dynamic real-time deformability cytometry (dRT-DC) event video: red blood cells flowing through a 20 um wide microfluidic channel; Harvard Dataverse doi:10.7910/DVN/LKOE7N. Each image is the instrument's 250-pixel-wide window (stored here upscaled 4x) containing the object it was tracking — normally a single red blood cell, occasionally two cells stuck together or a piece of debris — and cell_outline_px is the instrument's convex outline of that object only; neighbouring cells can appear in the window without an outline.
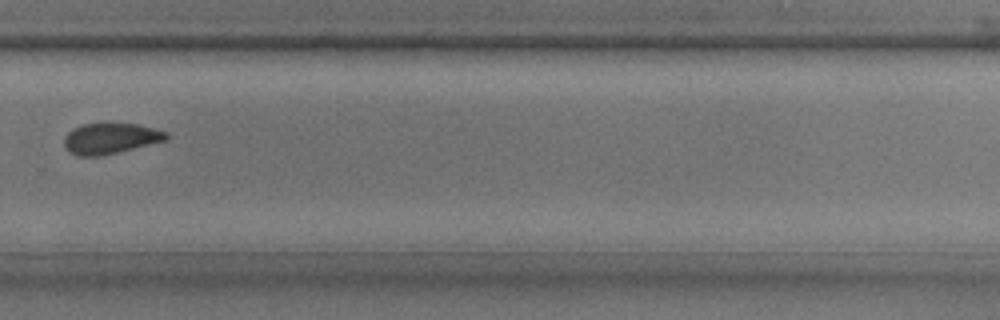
{"species": "common noctule bat (a hibernating species)", "species_latin": "Nyctalus noctula", "temperature_condition": "room temperature", "stored_images_in_passage": 32, "camera_frame_rate_fps": 3000, "um_per_image_px": 0.085, "animal": {"sex": "male", "body_mass_g": 17.9, "forearm_length_mm": 54.2}, "frame": {"image": 1, "passage_image": 23, "time_ms": 7.333, "image_size_px": [1000, 320], "cell_outline_px": [[168, 140], [100, 156], [80, 156], [68, 152], [64, 144], [64, 136], [72, 128], [80, 124], [136, 124], [156, 128], [168, 132]], "centroid_in_image_um": [9.38, 11.76], "position_along_channel_um": 320.4, "area_um2": 18.32}}
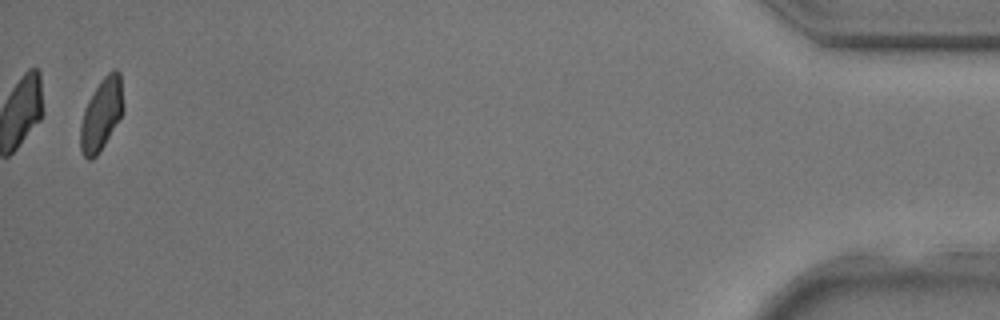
{"frame": {"image": 2, "passage_image": 32, "time_ms": 10.333, "image_size_px": [1000, 320], "cell_outline_px": [[124, 112], [104, 144], [96, 156], [92, 160], [88, 160], [80, 152], [80, 124], [84, 108], [88, 100], [100, 80], [112, 68], [116, 68], [120, 72], [124, 108]], "centroid_in_image_um": [8.62, 9.7], "position_along_channel_um": 426.6, "area_um2": 18.21}}